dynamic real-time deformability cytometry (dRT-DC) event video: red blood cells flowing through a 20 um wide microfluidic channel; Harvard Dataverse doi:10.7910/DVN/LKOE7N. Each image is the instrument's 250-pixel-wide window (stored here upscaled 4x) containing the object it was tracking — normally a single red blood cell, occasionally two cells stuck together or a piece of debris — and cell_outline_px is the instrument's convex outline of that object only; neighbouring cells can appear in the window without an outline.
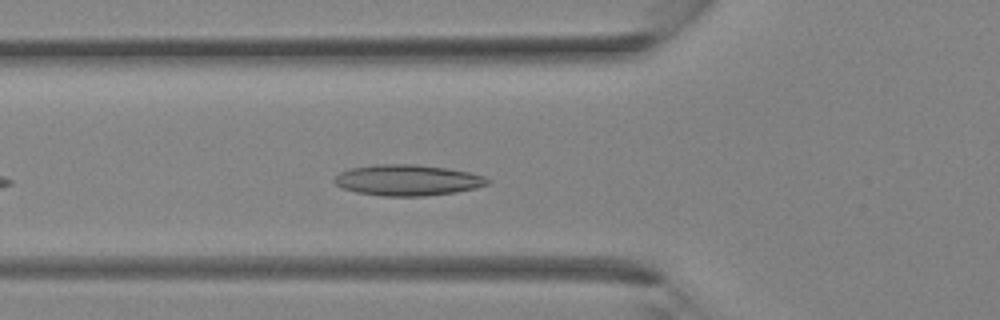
{"species": "Egyptian fruit bat (a non-hibernating species)", "species_latin": "Rousettus aegyptiacus", "temperature_condition": "room temperature", "stored_images_in_passage": 27, "camera_frame_rate_fps": 3000, "um_per_image_px": 0.085, "animal": {"sex": "female"}, "frame": {"image": 1, "passage_image": 5, "time_ms": 1.333, "image_size_px": [1000, 320], "cell_outline_px": [[492, 180], [488, 184], [476, 188], [456, 192], [424, 196], [384, 196], [356, 192], [340, 188], [332, 180], [340, 172], [348, 168], [376, 164], [416, 164], [448, 168], [472, 172], [484, 176]], "centroid_in_image_um": [34.65, 15.3], "position_along_channel_um": 91.2, "area_um2": 27.98}}
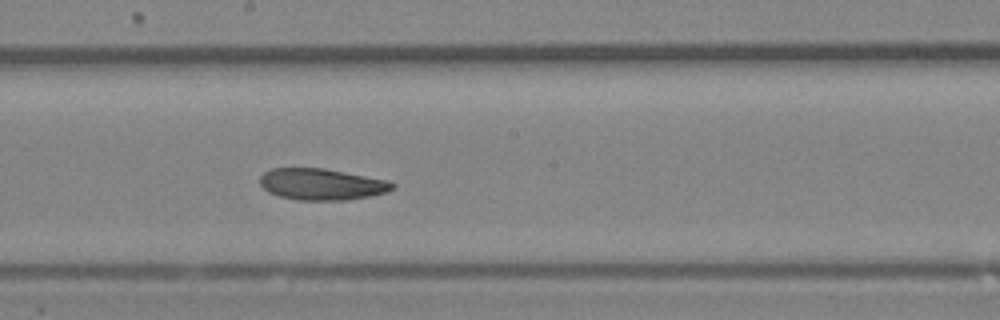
{"frame": {"image": 2, "passage_image": 12, "time_ms": 3.667, "image_size_px": [1000, 320], "cell_outline_px": [[396, 184], [388, 192], [348, 200], [300, 200], [280, 196], [268, 192], [260, 184], [260, 176], [264, 172], [272, 168], [324, 168], [388, 180]], "centroid_in_image_um": [27.34, 15.66], "position_along_channel_um": 220.9, "area_um2": 24.22}}
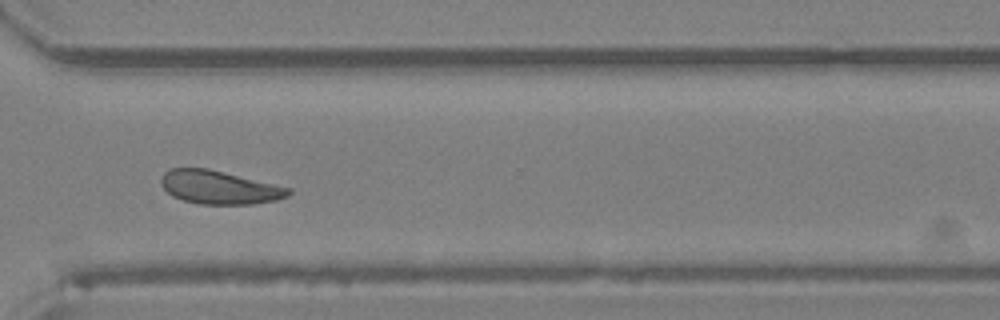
{"frame": {"image": 3, "passage_image": 19, "time_ms": 6.0, "image_size_px": [1000, 320], "cell_outline_px": [[292, 192], [288, 196], [276, 200], [252, 204], [200, 204], [184, 200], [172, 196], [160, 184], [160, 180], [164, 172], [172, 168], [208, 168], [292, 188]], "centroid_in_image_um": [18.65, 15.92], "position_along_channel_um": 352.0, "area_um2": 24.8}}